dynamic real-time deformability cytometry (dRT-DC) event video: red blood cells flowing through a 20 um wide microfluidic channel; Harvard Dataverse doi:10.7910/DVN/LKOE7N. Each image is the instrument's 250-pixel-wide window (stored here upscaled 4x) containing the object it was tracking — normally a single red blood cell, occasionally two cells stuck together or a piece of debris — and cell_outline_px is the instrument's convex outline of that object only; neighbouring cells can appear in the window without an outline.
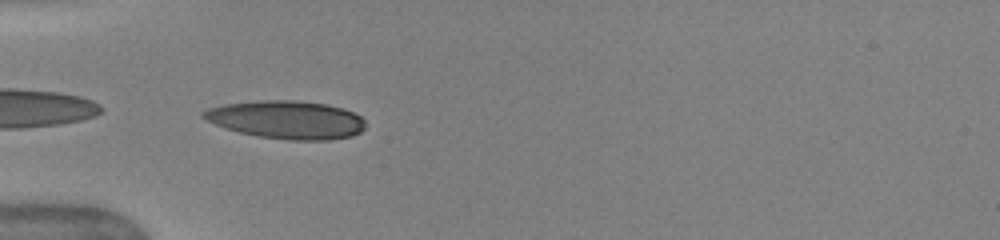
{"species": "human", "species_latin": "Homo sapiens", "temperature_condition": "warm", "stored_images_in_passage": 35, "camera_frame_rate_fps": 3000, "um_per_image_px": 0.085, "donor": {"sex": "female"}, "frame": {"image": 1, "passage_image": 1, "time_ms": 0.0, "image_size_px": [1000, 240], "cell_outline_px": [[364, 128], [360, 132], [352, 136], [328, 140], [288, 140], [256, 136], [240, 132], [216, 124], [200, 116], [200, 112], [208, 108], [224, 104], [260, 100], [292, 100], [328, 104], [352, 112], [360, 116], [364, 120]], "centroid_in_image_um": [24.35, 10.17], "position_along_channel_um": 60.6, "area_um2": 35.84}}
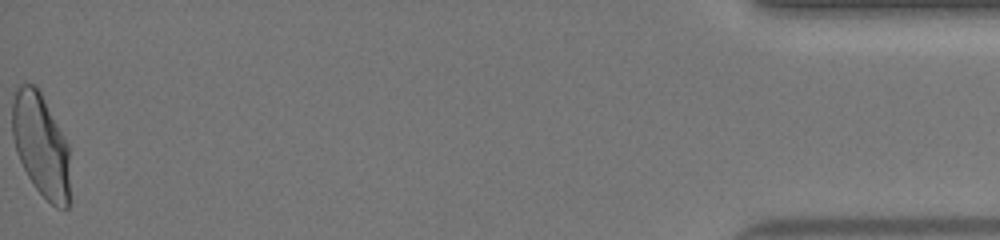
{"frame": {"image": 2, "passage_image": 35, "time_ms": 11.333, "image_size_px": [1000, 240], "cell_outline_px": [[68, 208], [56, 208], [32, 184], [16, 152], [12, 136], [12, 92], [20, 84], [32, 84], [40, 92], [68, 144]], "centroid_in_image_um": [3.43, 12.3], "position_along_channel_um": 431.8, "area_um2": 34.28}, "authors_computed_cell_mechanics": {"area_um2": 33.9864, "velocity_mm_per_s": 4.0724, "shape_relaxation_time_tau1_ms": 5.4922, "shape_relaxation_time_tau2_ms": 1.1629, "deformation_change_tau1": 0.2099, "deformation_change_tau2": 0.0662}}